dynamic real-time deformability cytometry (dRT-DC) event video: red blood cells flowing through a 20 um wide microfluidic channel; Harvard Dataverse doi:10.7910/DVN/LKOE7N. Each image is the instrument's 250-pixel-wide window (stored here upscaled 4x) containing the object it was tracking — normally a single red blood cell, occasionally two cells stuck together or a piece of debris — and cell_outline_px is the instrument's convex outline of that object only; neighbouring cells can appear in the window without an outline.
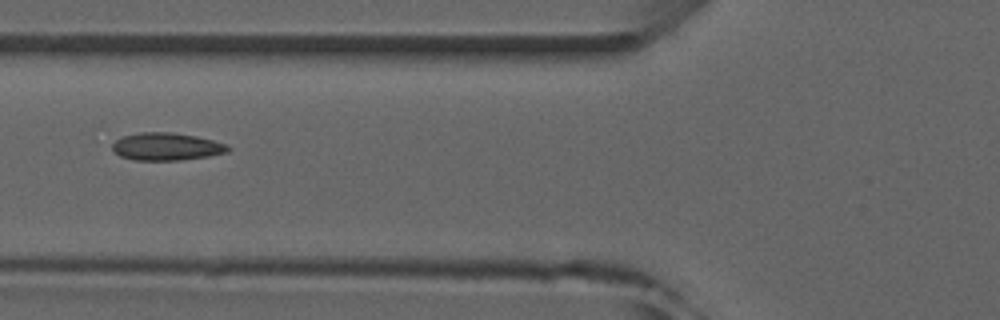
{"species": "common noctule bat (a hibernating species)", "species_latin": "Nyctalus noctula", "temperature_condition": "room temperature", "stored_images_in_passage": 5, "camera_frame_rate_fps": 3000, "um_per_image_px": 0.085, "animal": {"sex": "male", "forearm_length_mm": 52.5}, "frame": {"image": 1, "passage_image": 5, "time_ms": 4.667, "image_size_px": [1000, 320], "cell_outline_px": [[232, 148], [228, 152], [208, 156], [180, 160], [136, 160], [120, 156], [112, 148], [112, 144], [120, 136], [140, 132], [172, 132], [196, 136], [228, 144]], "centroid_in_image_um": [14.16, 12.45], "position_along_channel_um": 111.6, "area_um2": 18.67}}